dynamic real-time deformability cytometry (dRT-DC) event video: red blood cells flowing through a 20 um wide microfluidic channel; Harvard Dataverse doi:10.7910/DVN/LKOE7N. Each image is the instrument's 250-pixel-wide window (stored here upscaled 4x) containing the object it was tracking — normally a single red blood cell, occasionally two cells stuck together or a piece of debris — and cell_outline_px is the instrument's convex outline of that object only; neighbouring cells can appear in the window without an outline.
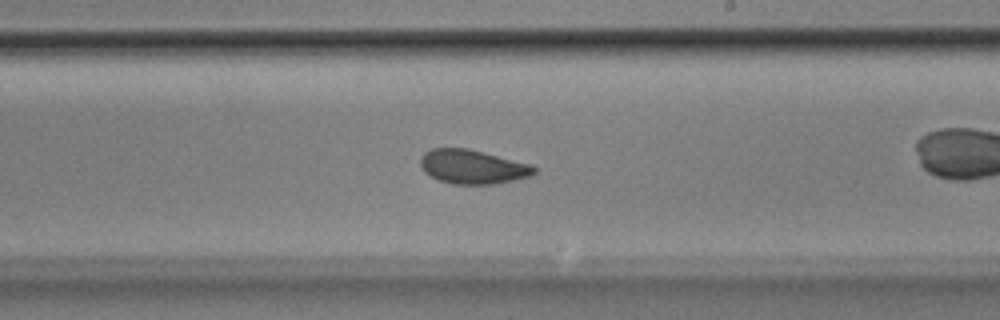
{"species": "Egyptian fruit bat (a non-hibernating species)", "species_latin": "Rousettus aegyptiacus", "temperature_condition": "room temperature", "stored_images_in_passage": 53, "camera_frame_rate_fps": 3000, "um_per_image_px": 0.085, "animal": {"sex": "male"}, "frame": {"image": 1, "passage_image": 31, "time_ms": 10.0, "image_size_px": [1000, 320], "cell_outline_px": [[536, 172], [528, 176], [512, 180], [492, 184], [452, 184], [440, 180], [424, 172], [420, 164], [420, 160], [424, 152], [432, 148], [468, 148], [532, 164], [536, 168]], "centroid_in_image_um": [40.16, 14.16], "position_along_channel_um": 248.8, "area_um2": 22.48}, "authors_computed_cell_mechanics": {"area_um2": 23.0622, "velocity_mm_per_s": 3.8496, "shape_relaxation_time_tau1_ms": null, "shape_relaxation_time_tau2_ms": 1.8921, "deformation_change_tau1": null, "deformation_change_tau2": 0.0508}}